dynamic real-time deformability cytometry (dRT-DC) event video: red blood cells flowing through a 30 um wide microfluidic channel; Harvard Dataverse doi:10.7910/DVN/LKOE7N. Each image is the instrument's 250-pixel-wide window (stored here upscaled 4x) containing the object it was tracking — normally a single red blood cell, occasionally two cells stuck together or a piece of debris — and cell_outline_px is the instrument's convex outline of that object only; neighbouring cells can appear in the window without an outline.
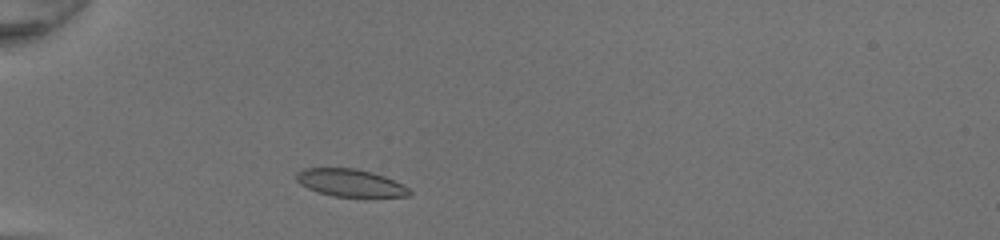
{"species": "common noctule bat (a hibernating species)", "species_latin": "Nyctalus noctula", "temperature_condition": "room temperature", "stored_images_in_passage": 30, "camera_frame_rate_fps": 3000, "um_per_image_px": 0.085, "animal": {"sex": "female", "body_mass_g": 20.0, "forearm_length_mm": 54.0}, "frame": {"image": 1, "passage_image": 2, "time_ms": 0.333, "image_size_px": [1000, 240], "cell_outline_px": [[412, 196], [332, 196], [308, 188], [300, 184], [296, 180], [296, 172], [304, 168], [356, 168], [372, 172], [384, 176], [404, 184], [412, 192]], "centroid_in_image_um": [29.78, 15.53], "position_along_channel_um": 55.2, "area_um2": 18.03}}
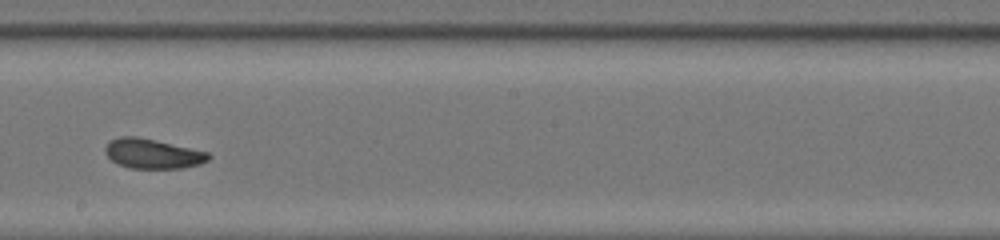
{"frame": {"image": 2, "passage_image": 16, "time_ms": 5.0, "image_size_px": [1000, 240], "cell_outline_px": [[212, 156], [208, 160], [200, 164], [180, 168], [128, 168], [116, 164], [104, 152], [104, 148], [108, 140], [120, 136], [136, 136], [156, 140], [208, 152]], "centroid_in_image_um": [12.93, 13.06], "position_along_channel_um": 235.3, "area_um2": 18.03}}
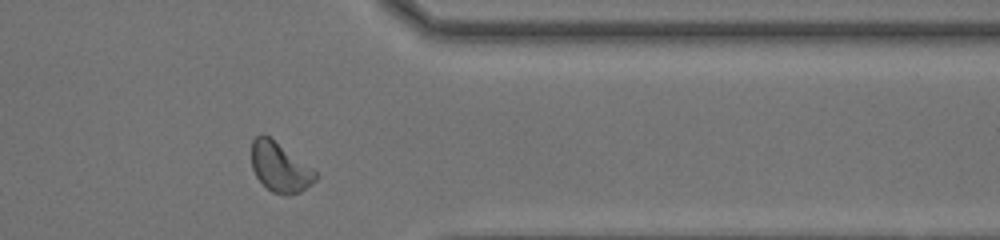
{"frame": {"image": 3, "passage_image": 27, "time_ms": 8.667, "image_size_px": [1000, 240], "cell_outline_px": [[316, 180], [312, 184], [300, 192], [288, 196], [284, 196], [272, 192], [256, 176], [252, 168], [252, 140], [260, 132], [264, 132], [312, 168], [316, 172]], "centroid_in_image_um": [23.78, 14.2], "position_along_channel_um": 387.6, "area_um2": 18.5}, "authors_computed_cell_mechanics": {"area_um2": 18.0336, "velocity_mm_per_s": 4.3151, "shape_relaxation_time_tau1_ms": 2.9725, "shape_relaxation_time_tau2_ms": 1.6776, "deformation_change_tau1": 0.1212, "deformation_change_tau2": 0.0804}}